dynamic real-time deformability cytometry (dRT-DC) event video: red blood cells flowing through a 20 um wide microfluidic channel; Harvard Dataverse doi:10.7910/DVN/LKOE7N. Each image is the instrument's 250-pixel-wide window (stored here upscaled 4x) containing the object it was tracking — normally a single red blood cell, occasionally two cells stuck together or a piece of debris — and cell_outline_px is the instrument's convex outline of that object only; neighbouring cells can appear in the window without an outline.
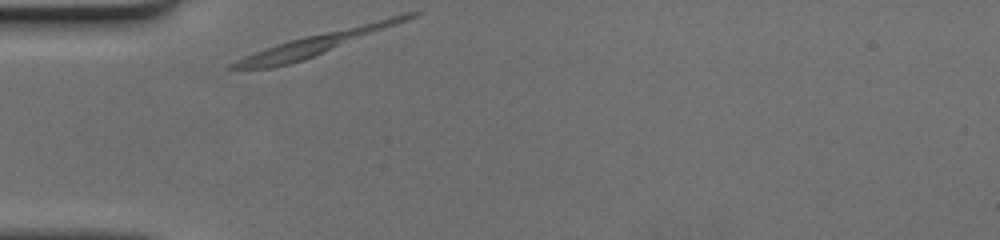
{"species": "human", "species_latin": "Homo sapiens", "temperature_condition": "cold", "stored_images_in_passage": 27, "camera_frame_rate_fps": 3000, "um_per_image_px": 0.085, "donor": {"sex": "female"}, "frame": {"image": 1, "passage_image": 1, "time_ms": 0.0, "image_size_px": [1000, 240], "cell_outline_px": [[420, 12], [416, 16], [396, 24], [304, 60], [272, 68], [228, 68], [228, 64], [236, 60], [276, 44], [288, 40], [304, 36], [404, 12]], "centroid_in_image_um": [26.87, 3.68], "position_along_channel_um": 58.1, "area_um2": 22.25}}
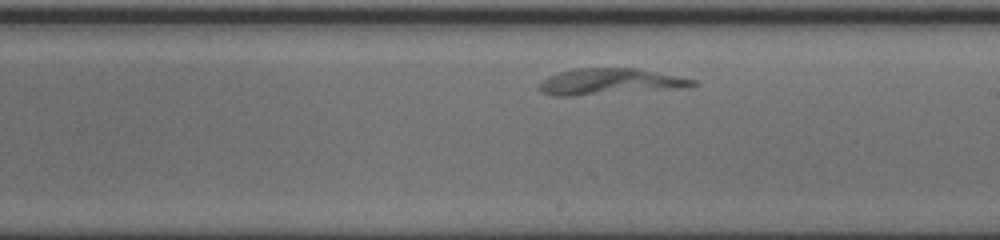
{"frame": {"image": 2, "passage_image": 16, "time_ms": 5.0, "image_size_px": [1000, 240], "cell_outline_px": [[696, 84], [660, 88], [572, 96], [552, 96], [540, 92], [540, 84], [544, 80], [560, 72], [576, 68], [636, 68], [696, 80]], "centroid_in_image_um": [51.67, 6.92], "position_along_channel_um": 237.3, "area_um2": 22.08}}
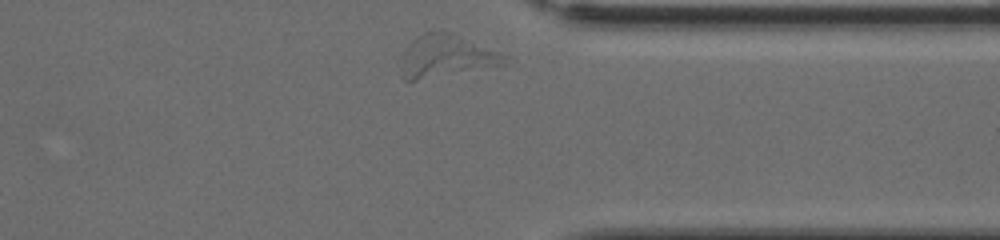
{"frame": {"image": 3, "passage_image": 27, "time_ms": 8.667, "image_size_px": [1000, 240], "cell_outline_px": [[508, 56], [500, 64], [416, 80], [404, 80], [412, 44], [420, 36], [428, 32], [452, 32]], "centroid_in_image_um": [38.06, 4.74], "position_along_channel_um": 373.3, "area_um2": 22.89}}